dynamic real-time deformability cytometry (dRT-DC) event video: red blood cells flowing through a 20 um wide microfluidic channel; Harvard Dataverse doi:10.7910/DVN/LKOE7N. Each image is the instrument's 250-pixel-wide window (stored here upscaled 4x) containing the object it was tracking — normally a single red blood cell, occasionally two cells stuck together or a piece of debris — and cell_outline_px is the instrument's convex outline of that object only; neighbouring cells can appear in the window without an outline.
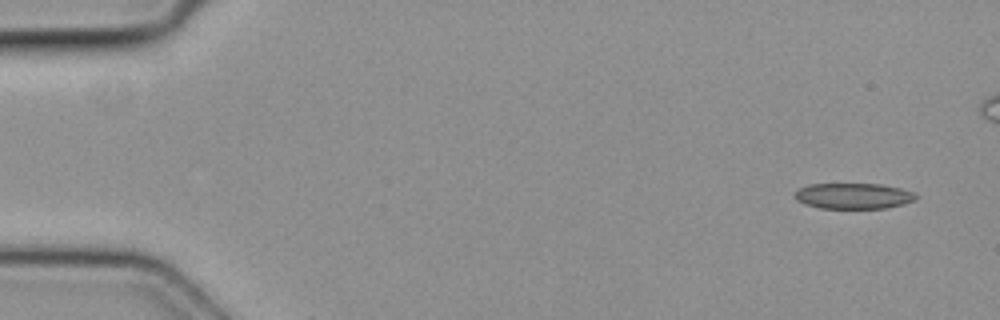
{"species": "common noctule bat (a hibernating species)", "species_latin": "Nyctalus noctula", "temperature_condition": "cold", "stored_images_in_passage": 3, "segment_of_instrument_passage": [2, 2], "camera_frame_rate_fps": 3000, "um_per_image_px": 0.085, "animal": {"sex": "female", "body_mass_g": 19.3, "forearm_length_mm": 54.1}, "frame": {"image": 1, "passage_image": 3, "time_ms": 0.667, "image_size_px": [1000, 320], "cell_outline_px": [[916, 200], [904, 204], [884, 208], [820, 208], [804, 204], [796, 200], [792, 196], [800, 188], [808, 184], [880, 184], [900, 188], [916, 192]], "centroid_in_image_um": [72.54, 16.65], "position_along_channel_um": 12.5, "area_um2": 18.26}}